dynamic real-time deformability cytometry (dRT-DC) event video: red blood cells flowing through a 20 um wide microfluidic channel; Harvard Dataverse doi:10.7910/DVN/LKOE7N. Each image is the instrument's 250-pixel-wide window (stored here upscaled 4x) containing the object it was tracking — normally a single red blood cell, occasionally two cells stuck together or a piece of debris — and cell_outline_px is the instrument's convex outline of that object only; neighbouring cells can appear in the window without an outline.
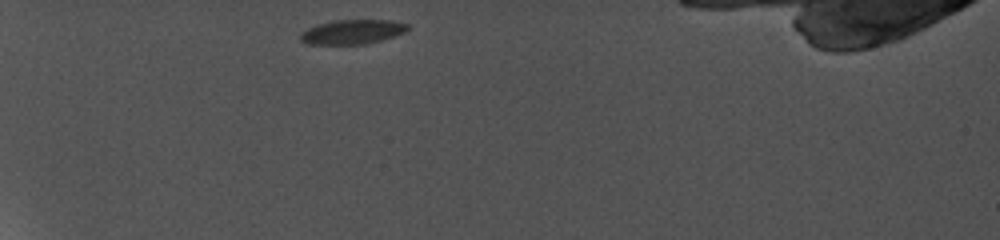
{"species": "common noctule bat (a hibernating species)", "species_latin": "Nyctalus noctula", "temperature_condition": "cold", "stored_images_in_passage": 7, "camera_frame_rate_fps": 5000, "um_per_image_px": 0.085, "animal": {"sex": "female", "body_mass_g": 19.0, "forearm_length_mm": 56.7}, "frame": {"image": 1, "passage_image": 1, "time_ms": 0.0, "image_size_px": [1000, 240], "cell_outline_px": [[412, 28], [404, 32], [368, 44], [308, 44], [300, 40], [300, 32], [308, 28], [320, 24], [336, 20], [392, 20], [408, 24]], "centroid_in_image_um": [29.96, 2.71], "position_along_channel_um": 55.0, "area_um2": 15.2}}
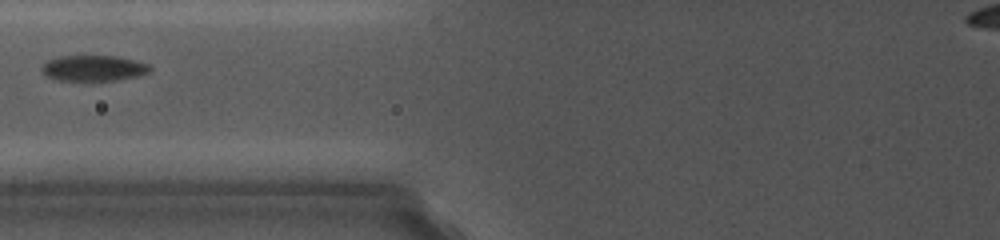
{"frame": {"image": 2, "passage_image": 4, "time_ms": 2.8, "image_size_px": [1000, 240], "cell_outline_px": [[152, 68], [148, 72], [136, 76], [112, 80], [60, 80], [48, 76], [40, 68], [48, 60], [60, 56], [120, 56], [136, 60], [148, 64]], "centroid_in_image_um": [7.97, 5.77], "position_along_channel_um": 117.8, "area_um2": 15.95}}